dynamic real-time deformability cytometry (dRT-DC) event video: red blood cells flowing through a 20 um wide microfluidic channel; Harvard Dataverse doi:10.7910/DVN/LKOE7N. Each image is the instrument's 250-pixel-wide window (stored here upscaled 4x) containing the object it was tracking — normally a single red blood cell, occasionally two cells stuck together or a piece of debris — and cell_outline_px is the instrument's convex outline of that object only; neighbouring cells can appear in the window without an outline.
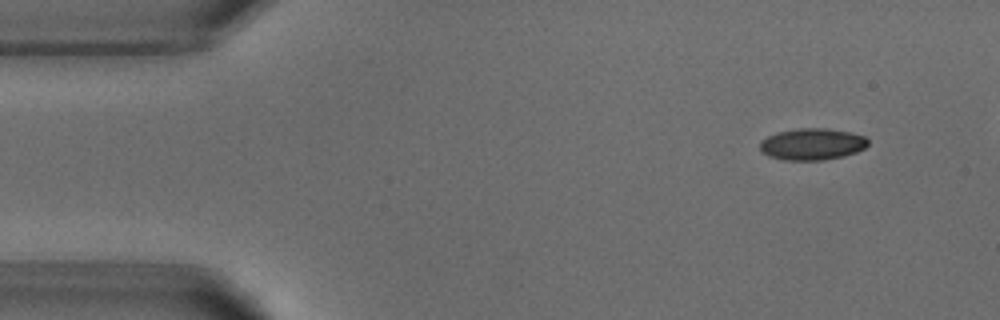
{"species": "common noctule bat (a hibernating species)", "species_latin": "Nyctalus noctula", "temperature_condition": "warm", "stored_images_in_passage": 5, "camera_frame_rate_fps": 3000, "um_per_image_px": 0.085, "animal": {"sex": "male", "body_mass_g": 18.8}, "frame": {"image": 1, "passage_image": 1, "time_ms": 0.0, "image_size_px": [1000, 320], "cell_outline_px": [[868, 144], [864, 148], [856, 152], [844, 156], [824, 160], [784, 160], [768, 156], [760, 148], [760, 140], [776, 132], [800, 128], [828, 128], [848, 132], [864, 136], [868, 140]], "centroid_in_image_um": [69.02, 12.25], "position_along_channel_um": 16.0, "area_um2": 19.94}}